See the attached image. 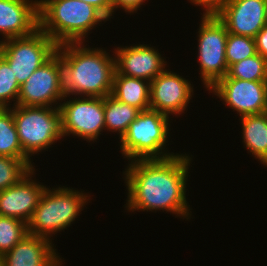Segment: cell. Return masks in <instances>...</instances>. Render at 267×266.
<instances>
[{
    "mask_svg": "<svg viewBox=\"0 0 267 266\" xmlns=\"http://www.w3.org/2000/svg\"><path fill=\"white\" fill-rule=\"evenodd\" d=\"M192 154L178 153L164 159L133 160L122 174L127 189L128 212H170L175 218H192L186 192ZM162 210V211H161Z\"/></svg>",
    "mask_w": 267,
    "mask_h": 266,
    "instance_id": "1",
    "label": "cell"
},
{
    "mask_svg": "<svg viewBox=\"0 0 267 266\" xmlns=\"http://www.w3.org/2000/svg\"><path fill=\"white\" fill-rule=\"evenodd\" d=\"M83 43L57 47L63 69L65 95L104 98L110 95L115 74V57L104 48Z\"/></svg>",
    "mask_w": 267,
    "mask_h": 266,
    "instance_id": "2",
    "label": "cell"
},
{
    "mask_svg": "<svg viewBox=\"0 0 267 266\" xmlns=\"http://www.w3.org/2000/svg\"><path fill=\"white\" fill-rule=\"evenodd\" d=\"M107 21L98 9L84 1L39 0V28L57 45L86 43L89 33Z\"/></svg>",
    "mask_w": 267,
    "mask_h": 266,
    "instance_id": "3",
    "label": "cell"
},
{
    "mask_svg": "<svg viewBox=\"0 0 267 266\" xmlns=\"http://www.w3.org/2000/svg\"><path fill=\"white\" fill-rule=\"evenodd\" d=\"M46 187L28 222V234L53 241L54 235L67 230L91 201L89 192L72 187Z\"/></svg>",
    "mask_w": 267,
    "mask_h": 266,
    "instance_id": "4",
    "label": "cell"
},
{
    "mask_svg": "<svg viewBox=\"0 0 267 266\" xmlns=\"http://www.w3.org/2000/svg\"><path fill=\"white\" fill-rule=\"evenodd\" d=\"M168 115L154 110L141 111L119 140L120 151L128 162L141 159H164L178 154L169 152L171 122ZM167 146V148H166Z\"/></svg>",
    "mask_w": 267,
    "mask_h": 266,
    "instance_id": "5",
    "label": "cell"
},
{
    "mask_svg": "<svg viewBox=\"0 0 267 266\" xmlns=\"http://www.w3.org/2000/svg\"><path fill=\"white\" fill-rule=\"evenodd\" d=\"M11 109L20 145L30 159L65 139L59 107L16 105Z\"/></svg>",
    "mask_w": 267,
    "mask_h": 266,
    "instance_id": "6",
    "label": "cell"
},
{
    "mask_svg": "<svg viewBox=\"0 0 267 266\" xmlns=\"http://www.w3.org/2000/svg\"><path fill=\"white\" fill-rule=\"evenodd\" d=\"M197 38V62L202 84L208 91L227 75L226 43L228 31L215 14H202Z\"/></svg>",
    "mask_w": 267,
    "mask_h": 266,
    "instance_id": "7",
    "label": "cell"
},
{
    "mask_svg": "<svg viewBox=\"0 0 267 266\" xmlns=\"http://www.w3.org/2000/svg\"><path fill=\"white\" fill-rule=\"evenodd\" d=\"M57 47L39 28L31 35L0 41V55L8 62L21 86L57 52Z\"/></svg>",
    "mask_w": 267,
    "mask_h": 266,
    "instance_id": "8",
    "label": "cell"
},
{
    "mask_svg": "<svg viewBox=\"0 0 267 266\" xmlns=\"http://www.w3.org/2000/svg\"><path fill=\"white\" fill-rule=\"evenodd\" d=\"M67 100V101H66ZM64 137L95 143L105 131L104 98L65 95L60 103ZM93 141V142H92Z\"/></svg>",
    "mask_w": 267,
    "mask_h": 266,
    "instance_id": "9",
    "label": "cell"
},
{
    "mask_svg": "<svg viewBox=\"0 0 267 266\" xmlns=\"http://www.w3.org/2000/svg\"><path fill=\"white\" fill-rule=\"evenodd\" d=\"M64 96L62 62L56 52L21 85L17 105L60 107Z\"/></svg>",
    "mask_w": 267,
    "mask_h": 266,
    "instance_id": "10",
    "label": "cell"
},
{
    "mask_svg": "<svg viewBox=\"0 0 267 266\" xmlns=\"http://www.w3.org/2000/svg\"><path fill=\"white\" fill-rule=\"evenodd\" d=\"M208 92L218 97L237 116L267 112V81H247L226 75Z\"/></svg>",
    "mask_w": 267,
    "mask_h": 266,
    "instance_id": "11",
    "label": "cell"
},
{
    "mask_svg": "<svg viewBox=\"0 0 267 266\" xmlns=\"http://www.w3.org/2000/svg\"><path fill=\"white\" fill-rule=\"evenodd\" d=\"M171 69H165L150 82V109L178 117L184 115L194 97V85Z\"/></svg>",
    "mask_w": 267,
    "mask_h": 266,
    "instance_id": "12",
    "label": "cell"
},
{
    "mask_svg": "<svg viewBox=\"0 0 267 266\" xmlns=\"http://www.w3.org/2000/svg\"><path fill=\"white\" fill-rule=\"evenodd\" d=\"M130 45H121L111 51L114 53L115 70L118 74L151 82L168 67L166 58L155 46L144 43Z\"/></svg>",
    "mask_w": 267,
    "mask_h": 266,
    "instance_id": "13",
    "label": "cell"
},
{
    "mask_svg": "<svg viewBox=\"0 0 267 266\" xmlns=\"http://www.w3.org/2000/svg\"><path fill=\"white\" fill-rule=\"evenodd\" d=\"M266 0H226L214 13L228 33L253 38L266 25Z\"/></svg>",
    "mask_w": 267,
    "mask_h": 266,
    "instance_id": "14",
    "label": "cell"
},
{
    "mask_svg": "<svg viewBox=\"0 0 267 266\" xmlns=\"http://www.w3.org/2000/svg\"><path fill=\"white\" fill-rule=\"evenodd\" d=\"M35 170L33 168L14 186L0 191V215L17 218L28 224L46 189L43 183L34 178Z\"/></svg>",
    "mask_w": 267,
    "mask_h": 266,
    "instance_id": "15",
    "label": "cell"
},
{
    "mask_svg": "<svg viewBox=\"0 0 267 266\" xmlns=\"http://www.w3.org/2000/svg\"><path fill=\"white\" fill-rule=\"evenodd\" d=\"M55 247L50 239L27 234L11 250L0 256L2 266H63L65 260Z\"/></svg>",
    "mask_w": 267,
    "mask_h": 266,
    "instance_id": "16",
    "label": "cell"
},
{
    "mask_svg": "<svg viewBox=\"0 0 267 266\" xmlns=\"http://www.w3.org/2000/svg\"><path fill=\"white\" fill-rule=\"evenodd\" d=\"M39 29V0H0L2 40L24 37Z\"/></svg>",
    "mask_w": 267,
    "mask_h": 266,
    "instance_id": "17",
    "label": "cell"
},
{
    "mask_svg": "<svg viewBox=\"0 0 267 266\" xmlns=\"http://www.w3.org/2000/svg\"><path fill=\"white\" fill-rule=\"evenodd\" d=\"M242 143L247 152L264 165L267 161V112L239 117Z\"/></svg>",
    "mask_w": 267,
    "mask_h": 266,
    "instance_id": "18",
    "label": "cell"
},
{
    "mask_svg": "<svg viewBox=\"0 0 267 266\" xmlns=\"http://www.w3.org/2000/svg\"><path fill=\"white\" fill-rule=\"evenodd\" d=\"M111 95L140 111L150 109V82L118 74L115 71Z\"/></svg>",
    "mask_w": 267,
    "mask_h": 266,
    "instance_id": "19",
    "label": "cell"
},
{
    "mask_svg": "<svg viewBox=\"0 0 267 266\" xmlns=\"http://www.w3.org/2000/svg\"><path fill=\"white\" fill-rule=\"evenodd\" d=\"M141 111L126 103L120 102L111 94L104 97L105 131L117 133L121 139L129 125ZM115 132V133H114Z\"/></svg>",
    "mask_w": 267,
    "mask_h": 266,
    "instance_id": "20",
    "label": "cell"
},
{
    "mask_svg": "<svg viewBox=\"0 0 267 266\" xmlns=\"http://www.w3.org/2000/svg\"><path fill=\"white\" fill-rule=\"evenodd\" d=\"M0 156L29 158L20 145L11 108H0Z\"/></svg>",
    "mask_w": 267,
    "mask_h": 266,
    "instance_id": "21",
    "label": "cell"
},
{
    "mask_svg": "<svg viewBox=\"0 0 267 266\" xmlns=\"http://www.w3.org/2000/svg\"><path fill=\"white\" fill-rule=\"evenodd\" d=\"M227 76L247 81H267V60L257 53L230 65Z\"/></svg>",
    "mask_w": 267,
    "mask_h": 266,
    "instance_id": "22",
    "label": "cell"
},
{
    "mask_svg": "<svg viewBox=\"0 0 267 266\" xmlns=\"http://www.w3.org/2000/svg\"><path fill=\"white\" fill-rule=\"evenodd\" d=\"M30 158L0 156V191L14 186L34 167Z\"/></svg>",
    "mask_w": 267,
    "mask_h": 266,
    "instance_id": "23",
    "label": "cell"
},
{
    "mask_svg": "<svg viewBox=\"0 0 267 266\" xmlns=\"http://www.w3.org/2000/svg\"><path fill=\"white\" fill-rule=\"evenodd\" d=\"M28 234V225L17 218L0 215V256Z\"/></svg>",
    "mask_w": 267,
    "mask_h": 266,
    "instance_id": "24",
    "label": "cell"
},
{
    "mask_svg": "<svg viewBox=\"0 0 267 266\" xmlns=\"http://www.w3.org/2000/svg\"><path fill=\"white\" fill-rule=\"evenodd\" d=\"M20 87L12 68L0 55V108H11L17 105ZM12 101L13 104H11Z\"/></svg>",
    "mask_w": 267,
    "mask_h": 266,
    "instance_id": "25",
    "label": "cell"
},
{
    "mask_svg": "<svg viewBox=\"0 0 267 266\" xmlns=\"http://www.w3.org/2000/svg\"><path fill=\"white\" fill-rule=\"evenodd\" d=\"M255 54L257 51L253 38L228 33L225 51L228 67Z\"/></svg>",
    "mask_w": 267,
    "mask_h": 266,
    "instance_id": "26",
    "label": "cell"
},
{
    "mask_svg": "<svg viewBox=\"0 0 267 266\" xmlns=\"http://www.w3.org/2000/svg\"><path fill=\"white\" fill-rule=\"evenodd\" d=\"M146 0H111L112 3V10H113V17L117 9L120 8L123 9L125 13L133 15L134 13H137L139 8L143 5Z\"/></svg>",
    "mask_w": 267,
    "mask_h": 266,
    "instance_id": "27",
    "label": "cell"
},
{
    "mask_svg": "<svg viewBox=\"0 0 267 266\" xmlns=\"http://www.w3.org/2000/svg\"><path fill=\"white\" fill-rule=\"evenodd\" d=\"M192 5L201 6L203 14H214L226 0H188Z\"/></svg>",
    "mask_w": 267,
    "mask_h": 266,
    "instance_id": "28",
    "label": "cell"
},
{
    "mask_svg": "<svg viewBox=\"0 0 267 266\" xmlns=\"http://www.w3.org/2000/svg\"><path fill=\"white\" fill-rule=\"evenodd\" d=\"M98 9L109 21L113 18L111 0H80Z\"/></svg>",
    "mask_w": 267,
    "mask_h": 266,
    "instance_id": "29",
    "label": "cell"
},
{
    "mask_svg": "<svg viewBox=\"0 0 267 266\" xmlns=\"http://www.w3.org/2000/svg\"><path fill=\"white\" fill-rule=\"evenodd\" d=\"M256 51L267 60V25H265L254 37Z\"/></svg>",
    "mask_w": 267,
    "mask_h": 266,
    "instance_id": "30",
    "label": "cell"
},
{
    "mask_svg": "<svg viewBox=\"0 0 267 266\" xmlns=\"http://www.w3.org/2000/svg\"><path fill=\"white\" fill-rule=\"evenodd\" d=\"M265 23L267 25V0H266V6H265Z\"/></svg>",
    "mask_w": 267,
    "mask_h": 266,
    "instance_id": "31",
    "label": "cell"
}]
</instances>
